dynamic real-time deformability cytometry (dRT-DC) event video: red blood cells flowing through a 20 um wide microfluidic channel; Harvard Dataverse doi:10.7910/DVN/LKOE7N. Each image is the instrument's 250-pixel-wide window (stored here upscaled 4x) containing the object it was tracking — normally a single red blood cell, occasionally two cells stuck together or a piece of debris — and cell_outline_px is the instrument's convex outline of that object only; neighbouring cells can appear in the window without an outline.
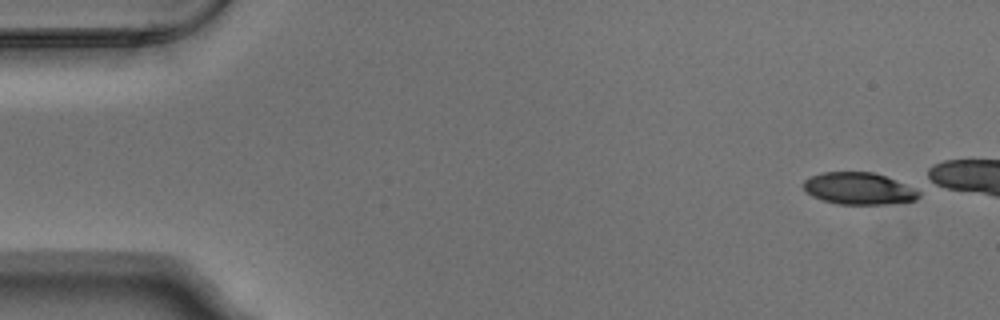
{"species": "Egyptian fruit bat (a non-hibernating species)", "species_latin": "Rousettus aegyptiacus", "temperature_condition": "warm", "stored_images_in_passage": 1, "camera_frame_rate_fps": 3000, "um_per_image_px": 0.085, "animal": {"sex": "male"}, "frame": {"image": 1, "passage_image": 1, "time_ms": 0.0, "image_size_px": [1000, 320], "cell_outline_px": [[920, 196], [916, 200], [888, 204], [840, 204], [824, 200], [812, 196], [804, 192], [804, 180], [812, 176], [824, 172], [872, 172], [920, 188]], "centroid_in_image_um": [73.05, 16.03], "position_along_channel_um": 11.9, "area_um2": 21.62}}